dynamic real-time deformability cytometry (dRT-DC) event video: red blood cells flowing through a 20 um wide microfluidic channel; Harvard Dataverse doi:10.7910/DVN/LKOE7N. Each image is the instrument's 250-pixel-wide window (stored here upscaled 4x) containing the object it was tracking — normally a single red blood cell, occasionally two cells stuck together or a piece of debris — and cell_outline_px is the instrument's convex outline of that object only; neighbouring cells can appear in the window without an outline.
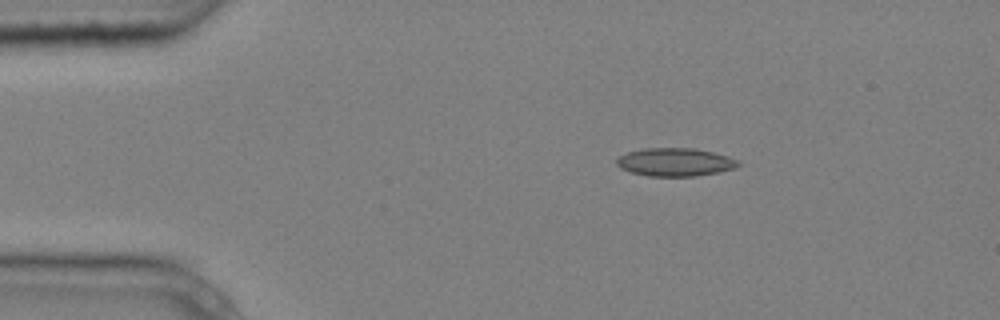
{"species": "common noctule bat (a hibernating species)", "species_latin": "Nyctalus noctula", "temperature_condition": "cold", "stored_images_in_passage": 4, "camera_frame_rate_fps": 3000, "um_per_image_px": 0.085, "animal": {"sex": "male", "body_mass_g": 20.4}, "frame": {"image": 1, "passage_image": 1, "time_ms": 0.0, "image_size_px": [1000, 320], "cell_outline_px": [[740, 164], [736, 168], [720, 172], [696, 176], [648, 176], [632, 172], [620, 168], [616, 164], [616, 160], [620, 156], [628, 152], [644, 148], [692, 148], [712, 152], [728, 156], [736, 160]], "centroid_in_image_um": [57.39, 13.78], "position_along_channel_um": 27.6, "area_um2": 19.88}}
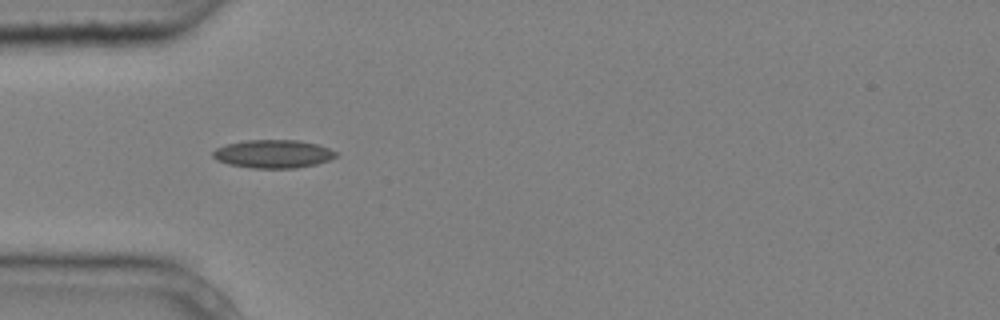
{"frame": {"image": 2, "passage_image": 3, "time_ms": 0.667, "image_size_px": [1000, 320], "cell_outline_px": [[336, 156], [328, 160], [316, 164], [296, 168], [252, 168], [228, 164], [216, 160], [212, 156], [212, 152], [216, 148], [224, 144], [244, 140], [300, 140], [316, 144], [328, 148], [336, 152]], "centroid_in_image_um": [23.16, 13.08], "position_along_channel_um": 61.8, "area_um2": 20.29}}
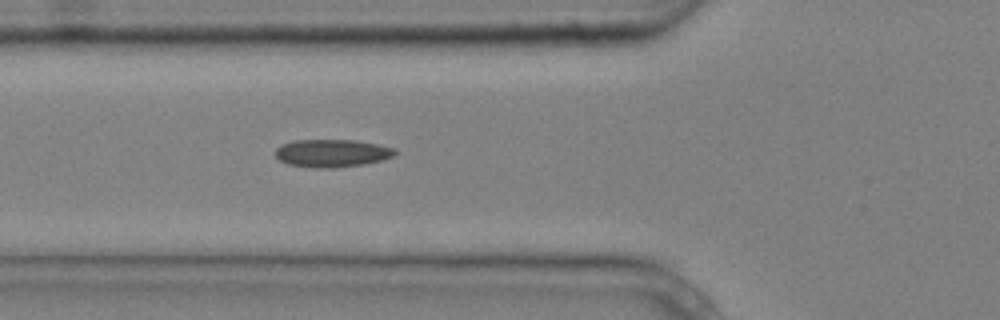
{"frame": {"image": 3, "passage_image": 4, "time_ms": 1.0, "image_size_px": [1000, 320], "cell_outline_px": [[396, 152], [392, 156], [380, 160], [364, 164], [336, 168], [316, 168], [288, 164], [280, 160], [276, 156], [276, 148], [280, 144], [292, 140], [356, 140], [376, 144], [392, 148]], "centroid_in_image_um": [28.16, 13.02], "position_along_channel_um": 97.6, "area_um2": 19.25}}